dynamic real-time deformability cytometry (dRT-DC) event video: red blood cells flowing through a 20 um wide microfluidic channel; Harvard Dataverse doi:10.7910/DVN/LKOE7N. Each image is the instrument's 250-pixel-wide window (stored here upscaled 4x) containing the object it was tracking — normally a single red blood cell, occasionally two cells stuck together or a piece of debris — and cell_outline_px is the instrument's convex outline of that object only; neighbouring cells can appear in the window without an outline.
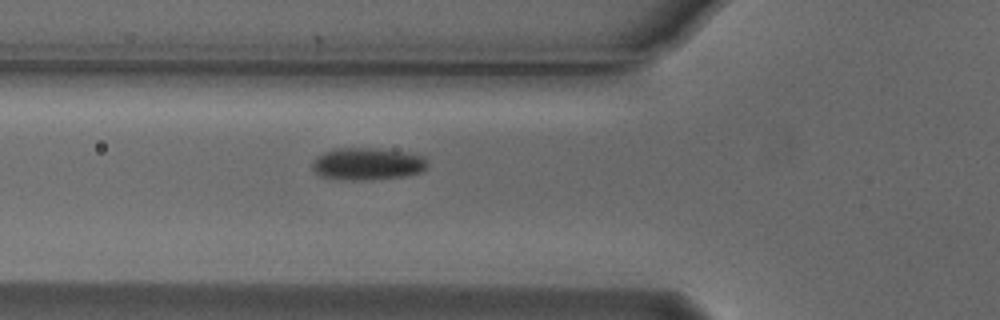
{"species": "Egyptian fruit bat (a non-hibernating species)", "species_latin": "Rousettus aegyptiacus", "temperature_condition": "cold", "stored_images_in_passage": 6, "camera_frame_rate_fps": 3000, "um_per_image_px": 0.085, "animal": {"sex": "male"}, "frame": {"image": 1, "passage_image": 6, "time_ms": 1.667, "image_size_px": [1000, 320], "cell_outline_px": [[428, 168], [424, 172], [408, 176], [372, 180], [348, 180], [320, 176], [312, 168], [312, 160], [316, 156], [324, 152], [336, 148], [372, 148], [404, 152], [424, 156], [428, 164]], "centroid_in_image_um": [31.26, 13.94], "position_along_channel_um": 94.5, "area_um2": 21.96}}